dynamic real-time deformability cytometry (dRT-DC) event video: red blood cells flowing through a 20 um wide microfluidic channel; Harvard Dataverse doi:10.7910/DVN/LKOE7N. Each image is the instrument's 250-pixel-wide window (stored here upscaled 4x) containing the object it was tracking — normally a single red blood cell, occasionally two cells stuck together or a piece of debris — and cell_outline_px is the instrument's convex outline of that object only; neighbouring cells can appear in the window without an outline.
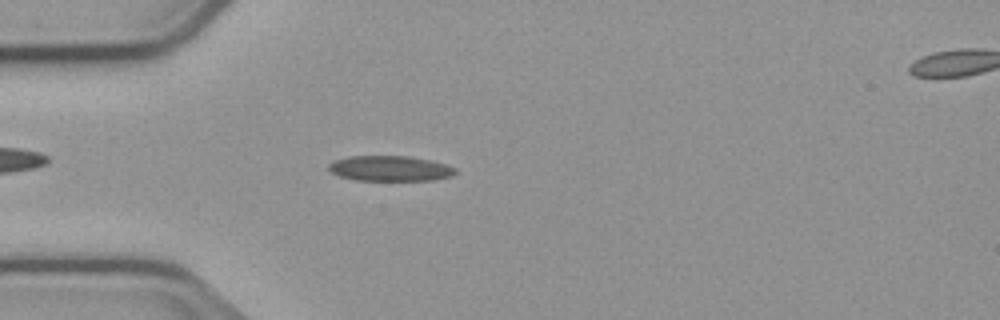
{"species": "common noctule bat (a hibernating species)", "species_latin": "Nyctalus noctula", "temperature_condition": "cold", "stored_images_in_passage": 53, "camera_frame_rate_fps": 3000, "um_per_image_px": 0.085, "animal": {"sex": "male", "body_mass_g": 23.1, "forearm_length_mm": 52.7}, "frame": {"image": 1, "passage_image": 14, "time_ms": 4.333, "image_size_px": [1000, 320], "cell_outline_px": [[456, 172], [452, 176], [432, 180], [356, 180], [340, 176], [332, 172], [328, 168], [328, 164], [336, 160], [348, 156], [408, 156], [428, 160], [444, 164], [456, 168]], "centroid_in_image_um": [33.14, 14.32], "position_along_channel_um": 51.9, "area_um2": 18.5}}
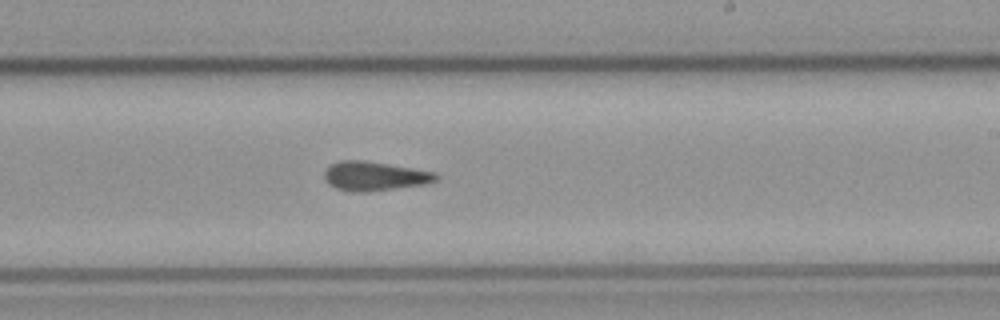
{"frame": {"image": 2, "passage_image": 31, "time_ms": 10.0, "image_size_px": [1000, 320], "cell_outline_px": [[440, 176], [436, 180], [424, 184], [364, 192], [352, 192], [336, 188], [328, 184], [324, 180], [324, 172], [332, 164], [340, 160], [364, 160], [436, 172]], "centroid_in_image_um": [31.81, 14.96], "position_along_channel_um": 257.2, "area_um2": 18.84}}
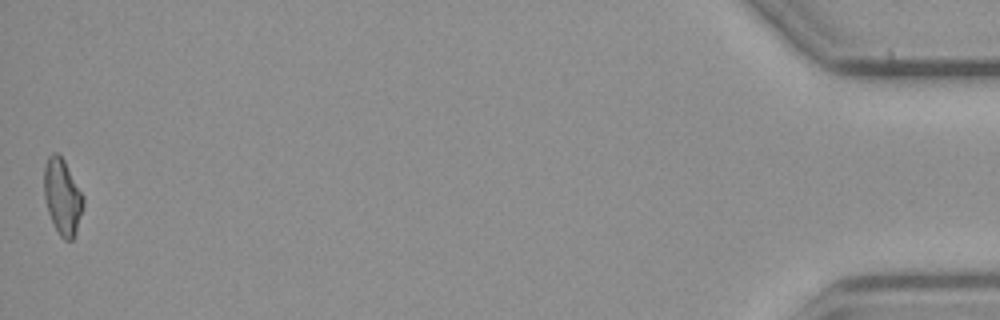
{"frame": {"image": 3, "passage_image": 53, "time_ms": 17.333, "image_size_px": [1000, 320], "cell_outline_px": [[84, 204], [76, 232], [72, 240], [64, 240], [60, 236], [48, 212], [44, 196], [44, 168], [48, 156], [52, 152], [56, 152], [64, 160], [84, 196]], "centroid_in_image_um": [5.31, 16.71], "position_along_channel_um": 429.9, "area_um2": 17.22}, "authors_computed_cell_mechanics": {"area_um2": 18.2648, "velocity_mm_per_s": 3.7572, "shape_relaxation_time_tau1_ms": null, "shape_relaxation_time_tau2_ms": 5.4286, "deformation_change_tau1": null, "deformation_change_tau2": 0.1293}}